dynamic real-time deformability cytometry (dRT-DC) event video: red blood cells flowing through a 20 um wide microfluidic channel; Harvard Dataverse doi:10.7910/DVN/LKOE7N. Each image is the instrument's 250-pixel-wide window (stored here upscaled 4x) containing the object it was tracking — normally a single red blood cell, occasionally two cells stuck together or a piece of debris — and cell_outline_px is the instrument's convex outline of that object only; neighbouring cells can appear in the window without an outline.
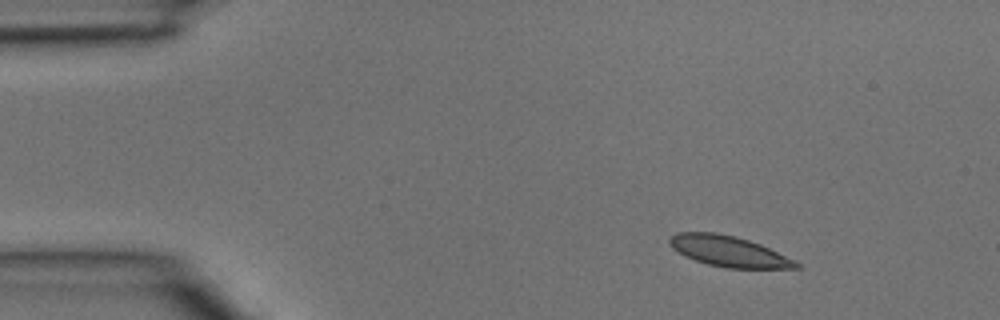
{"species": "common noctule bat (a hibernating species)", "species_latin": "Nyctalus noctula", "temperature_condition": "room temperature", "stored_images_in_passage": 3, "camera_frame_rate_fps": 3000, "um_per_image_px": 0.085, "animal": {"sex": "male", "body_mass_g": 15.6}, "frame": {"image": 1, "passage_image": 1, "time_ms": 0.0, "image_size_px": [1000, 320], "cell_outline_px": [[800, 268], [724, 268], [708, 264], [684, 256], [672, 248], [668, 244], [668, 240], [676, 232], [716, 232], [748, 240], [760, 244], [796, 260], [800, 264]], "centroid_in_image_um": [61.92, 21.36], "position_along_channel_um": 23.1, "area_um2": 22.6}}